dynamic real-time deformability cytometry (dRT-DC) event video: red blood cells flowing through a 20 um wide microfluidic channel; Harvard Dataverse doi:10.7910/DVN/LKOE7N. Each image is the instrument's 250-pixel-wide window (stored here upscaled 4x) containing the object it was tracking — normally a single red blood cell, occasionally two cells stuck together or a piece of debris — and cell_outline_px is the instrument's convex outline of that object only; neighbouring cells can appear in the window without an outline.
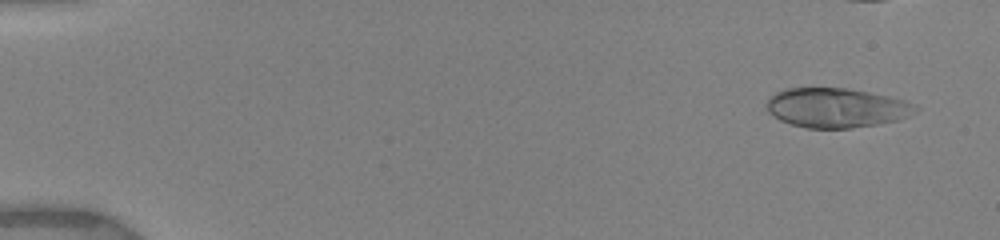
{"species": "human", "species_latin": "Homo sapiens", "temperature_condition": "warm", "stored_images_in_passage": 12, "camera_frame_rate_fps": 3000, "um_per_image_px": 0.085, "donor": {"sex": "female"}, "frame": {"image": 1, "passage_image": 3, "time_ms": 0.667, "image_size_px": [1000, 240], "cell_outline_px": [[920, 108], [916, 112], [908, 116], [896, 120], [876, 124], [852, 128], [804, 128], [780, 120], [768, 112], [764, 104], [776, 92], [784, 88], [844, 88], [868, 92], [888, 96], [904, 100]], "centroid_in_image_um": [71.06, 9.16], "position_along_channel_um": 13.9, "area_um2": 34.16}}
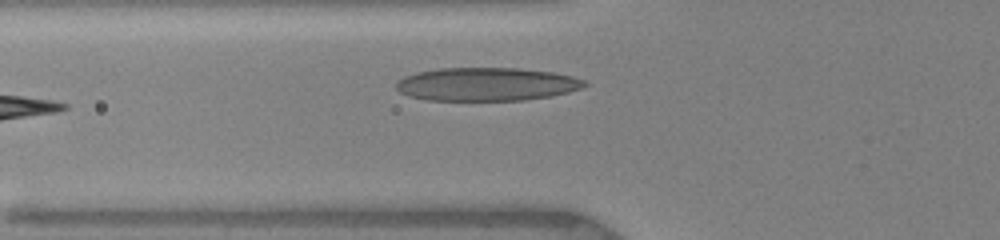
{"frame": {"image": 2, "passage_image": 12, "time_ms": 7.0, "image_size_px": [1000, 240], "cell_outline_px": [[588, 84], [580, 88], [568, 92], [552, 96], [524, 100], [428, 100], [408, 96], [400, 92], [396, 88], [396, 84], [404, 76], [416, 72], [440, 68], [520, 68], [552, 72], [572, 76], [584, 80]], "centroid_in_image_um": [41.35, 7.15], "position_along_channel_um": 84.4, "area_um2": 36.53}}